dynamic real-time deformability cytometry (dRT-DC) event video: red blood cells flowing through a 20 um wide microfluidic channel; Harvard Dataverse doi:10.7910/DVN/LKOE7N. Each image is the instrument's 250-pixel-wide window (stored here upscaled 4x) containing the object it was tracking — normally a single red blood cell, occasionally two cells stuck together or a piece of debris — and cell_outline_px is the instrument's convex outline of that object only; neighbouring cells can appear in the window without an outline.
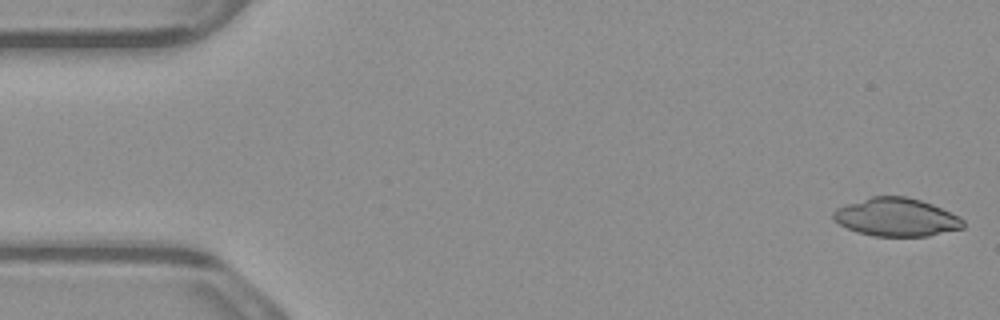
{"species": "common noctule bat (a hibernating species)", "species_latin": "Nyctalus noctula", "temperature_condition": "warm", "stored_images_in_passage": 52, "camera_frame_rate_fps": 3000, "um_per_image_px": 0.085, "animal": {"sex": "male", "body_mass_g": 23.1, "forearm_length_mm": 52.7}, "frame": {"image": 1, "passage_image": 1, "time_ms": 0.0, "image_size_px": [1000, 320], "cell_outline_px": [[964, 228], [928, 236], [872, 236], [856, 232], [840, 224], [832, 216], [832, 212], [836, 208], [872, 196], [904, 196], [920, 200], [932, 204], [960, 216], [964, 220]], "centroid_in_image_um": [76.21, 18.47], "position_along_channel_um": 8.8, "area_um2": 28.84}}